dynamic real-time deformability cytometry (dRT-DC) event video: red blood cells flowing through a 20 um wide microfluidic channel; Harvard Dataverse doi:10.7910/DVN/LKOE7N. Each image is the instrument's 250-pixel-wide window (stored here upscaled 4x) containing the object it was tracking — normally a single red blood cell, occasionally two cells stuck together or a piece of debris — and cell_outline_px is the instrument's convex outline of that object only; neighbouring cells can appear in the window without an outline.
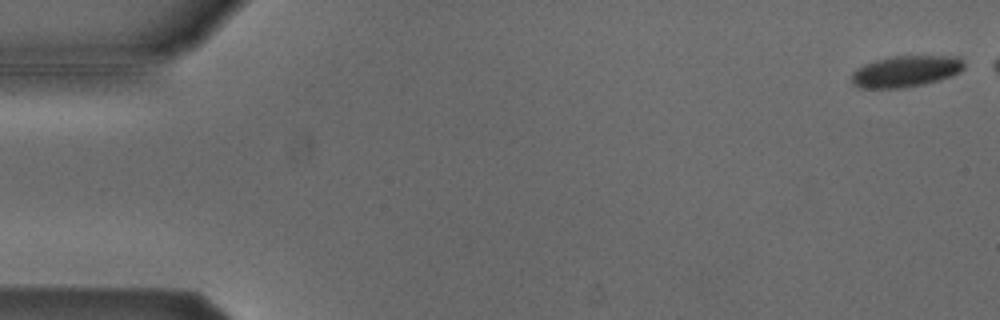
{"species": "Egyptian fruit bat (a non-hibernating species)", "species_latin": "Rousettus aegyptiacus", "temperature_condition": "cold", "stored_images_in_passage": 47, "camera_frame_rate_fps": 3000, "um_per_image_px": 0.085, "animal": {"sex": "male"}, "frame": {"image": 1, "passage_image": 1, "time_ms": 0.0, "image_size_px": [1000, 320], "cell_outline_px": [[964, 68], [960, 72], [952, 76], [940, 80], [924, 84], [904, 88], [860, 88], [852, 84], [852, 72], [856, 68], [864, 64], [876, 60], [892, 56], [960, 56], [964, 60]], "centroid_in_image_um": [77.01, 6.06], "position_along_channel_um": 8.0, "area_um2": 20.81}}
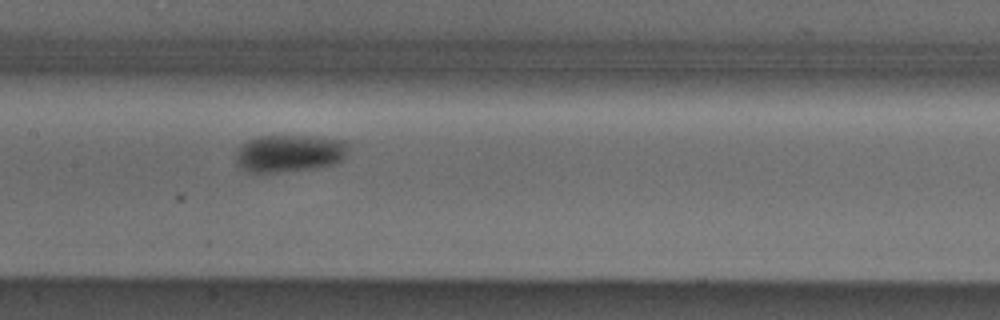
{"frame": {"image": 2, "passage_image": 26, "time_ms": 8.333, "image_size_px": [1000, 320], "cell_outline_px": [[352, 144], [344, 156], [340, 160], [332, 164], [312, 168], [276, 172], [248, 172], [240, 168], [236, 164], [236, 152], [248, 140], [256, 136], [312, 136], [348, 140]], "centroid_in_image_um": [24.62, 13.01], "position_along_channel_um": 182.8, "area_um2": 24.57}}
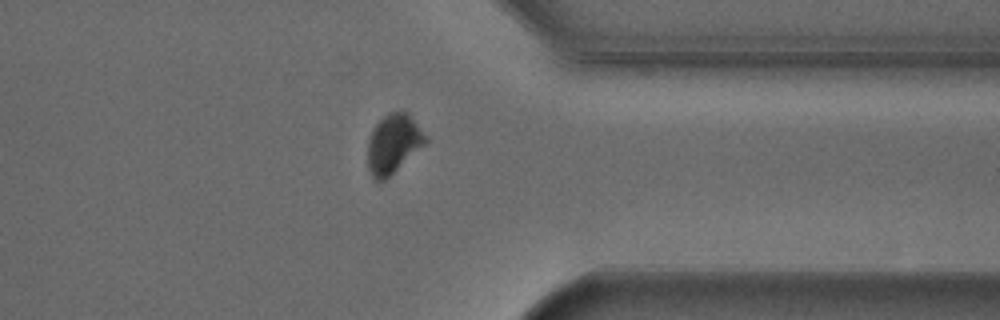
{"frame": {"image": 3, "passage_image": 42, "time_ms": 13.667, "image_size_px": [1000, 320], "cell_outline_px": [[428, 144], [384, 180], [376, 180], [368, 172], [368, 140], [372, 128], [388, 112], [404, 108], [408, 112], [428, 136]], "centroid_in_image_um": [33.48, 12.17], "position_along_channel_um": 377.9, "area_um2": 20.52}, "authors_computed_cell_mechanics": {"area_um2": 22.7732, "velocity_mm_per_s": 3.7976, "shape_relaxation_time_tau1_ms": 2.6402, "shape_relaxation_time_tau2_ms": null, "deformation_change_tau1": 0.0663, "deformation_change_tau2": null}}